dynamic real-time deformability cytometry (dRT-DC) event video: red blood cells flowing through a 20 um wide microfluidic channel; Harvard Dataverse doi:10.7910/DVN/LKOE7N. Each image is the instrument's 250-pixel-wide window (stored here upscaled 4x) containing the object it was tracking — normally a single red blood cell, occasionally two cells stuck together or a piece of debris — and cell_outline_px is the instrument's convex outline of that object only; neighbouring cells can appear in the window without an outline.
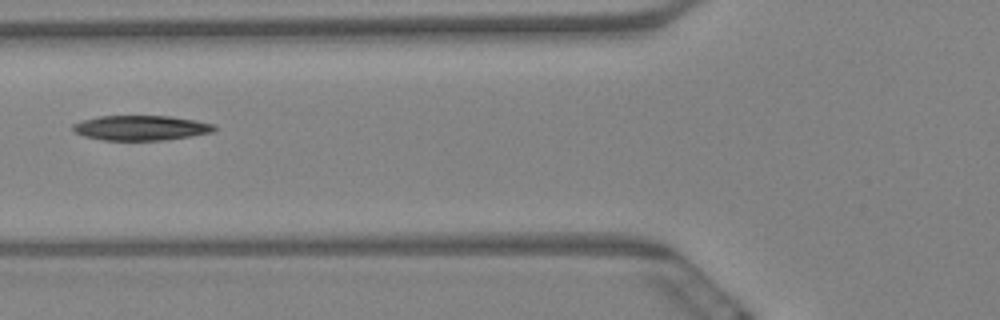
{"species": "Egyptian fruit bat (a non-hibernating species)", "species_latin": "Rousettus aegyptiacus", "temperature_condition": "warm", "stored_images_in_passage": 16, "camera_frame_rate_fps": 3000, "um_per_image_px": 0.085, "animal": {"sex": "female"}, "frame": {"image": 1, "passage_image": 7, "time_ms": 2.0, "image_size_px": [1000, 320], "cell_outline_px": [[216, 128], [212, 132], [192, 136], [164, 140], [104, 140], [84, 136], [76, 132], [72, 128], [72, 124], [84, 120], [100, 116], [172, 116], [196, 120], [216, 124]], "centroid_in_image_um": [12.03, 10.86], "position_along_channel_um": 113.8, "area_um2": 20.52}}
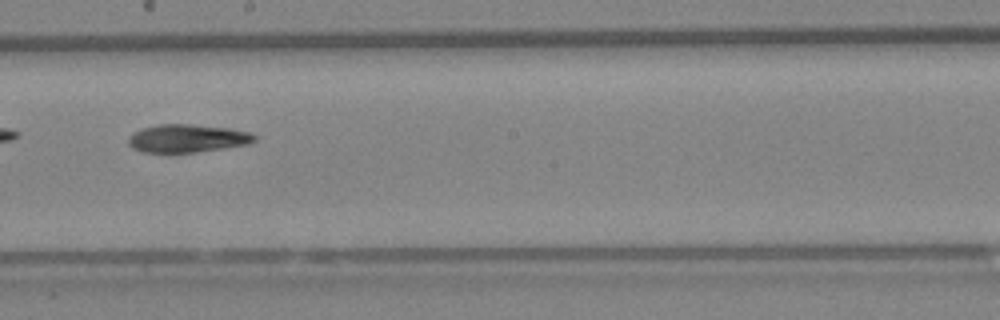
{"frame": {"image": 2, "passage_image": 10, "time_ms": 3.0, "image_size_px": [1000, 320], "cell_outline_px": [[256, 140], [248, 144], [224, 148], [196, 152], [144, 152], [132, 148], [128, 144], [128, 136], [132, 132], [156, 124], [192, 124], [228, 128], [252, 132], [256, 136]], "centroid_in_image_um": [15.92, 11.75], "position_along_channel_um": 232.3, "area_um2": 20.69}}
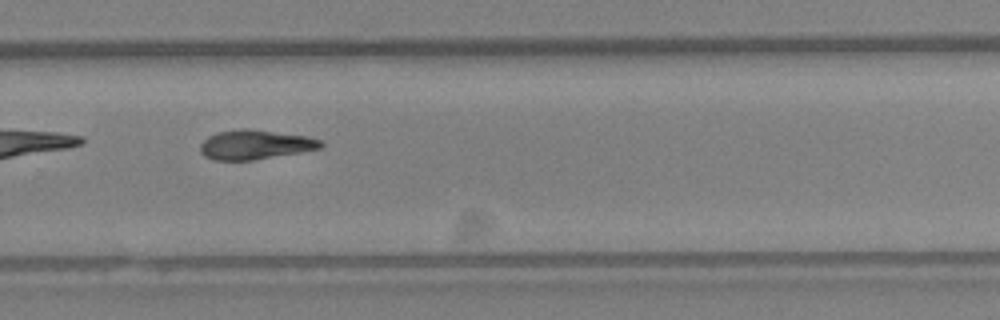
{"frame": {"image": 3, "passage_image": 12, "time_ms": 3.667, "image_size_px": [1000, 320], "cell_outline_px": [[324, 144], [320, 148], [300, 152], [252, 160], [212, 160], [204, 156], [200, 152], [200, 144], [208, 136], [216, 132], [244, 128], [248, 128], [308, 136], [320, 140]], "centroid_in_image_um": [21.65, 12.29], "position_along_channel_um": 308.1, "area_um2": 20.69}}